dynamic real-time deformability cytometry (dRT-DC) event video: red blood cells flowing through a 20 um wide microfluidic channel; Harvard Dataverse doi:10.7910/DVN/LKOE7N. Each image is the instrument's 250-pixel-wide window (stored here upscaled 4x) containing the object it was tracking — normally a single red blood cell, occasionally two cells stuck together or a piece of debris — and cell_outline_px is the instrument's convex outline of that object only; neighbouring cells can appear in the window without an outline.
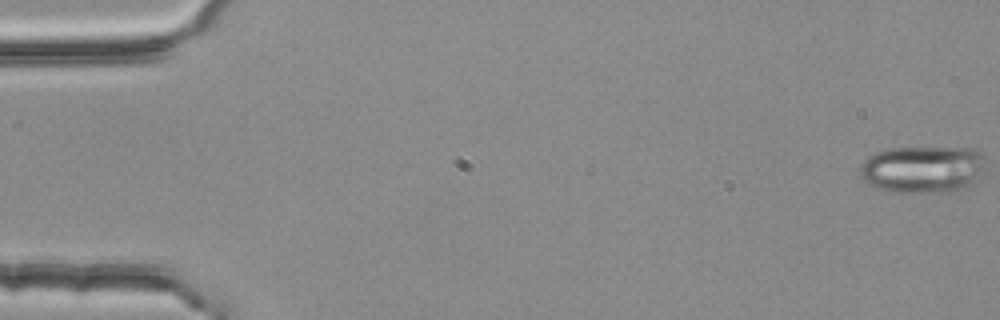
{"species": "common noctule bat (a hibernating species)", "species_latin": "Nyctalus noctula", "temperature_condition": "room temperature", "stored_images_in_passage": 55, "camera_frame_rate_fps": 3000, "um_per_image_px": 0.085, "animal": {"sex": "female", "body_mass_g": 25.1}, "frame": {"image": 1, "passage_image": 1, "time_ms": 0.0, "image_size_px": [1000, 320], "cell_outline_px": [[984, 156], [976, 184], [972, 188], [960, 192], [892, 192], [876, 188], [868, 184], [860, 176], [860, 168], [864, 160], [868, 156], [876, 152], [888, 148], [972, 148], [980, 152]], "centroid_in_image_um": [78.44, 14.42], "position_along_channel_um": 6.6, "area_um2": 34.97}}
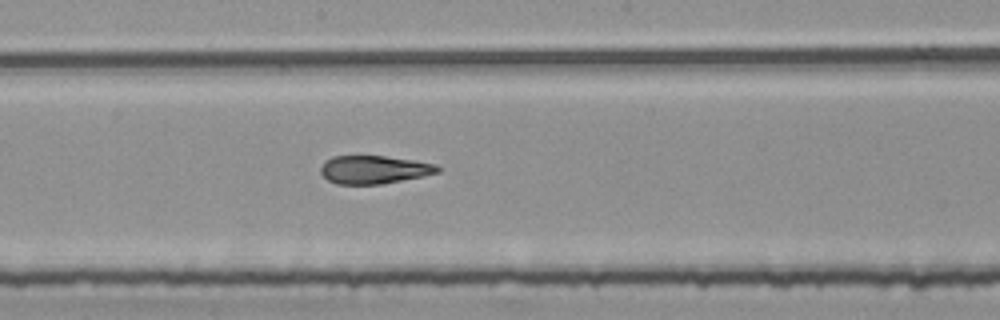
{"frame": {"image": 2, "passage_image": 30, "time_ms": 9.667, "image_size_px": [1000, 320], "cell_outline_px": [[440, 172], [380, 184], [336, 184], [328, 180], [320, 172], [320, 168], [324, 160], [332, 156], [384, 156], [412, 160], [436, 164], [440, 168]], "centroid_in_image_um": [31.74, 14.41], "position_along_channel_um": 216.5, "area_um2": 19.02}}
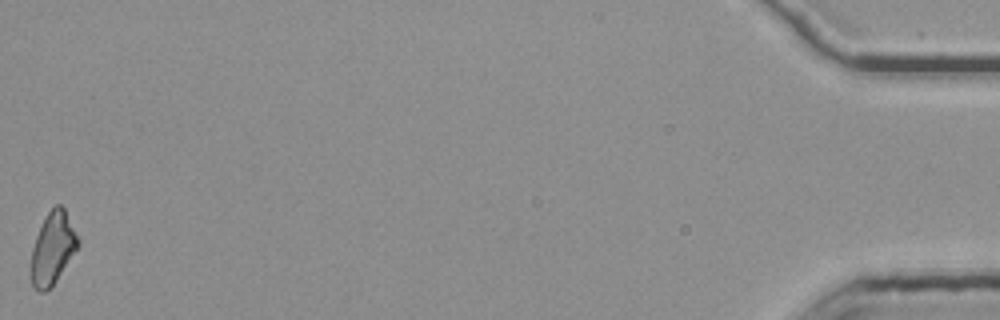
{"frame": {"image": 3, "passage_image": 55, "time_ms": 18.0, "image_size_px": [1000, 320], "cell_outline_px": [[80, 244], [56, 280], [44, 292], [40, 292], [32, 284], [32, 248], [36, 236], [44, 216], [56, 204], [60, 204], [64, 208], [80, 240]], "centroid_in_image_um": [4.49, 21.05], "position_along_channel_um": 430.7, "area_um2": 19.31}, "authors_computed_cell_mechanics": {"area_um2": 20.4034, "velocity_mm_per_s": 3.7872, "shape_relaxation_time_tau1_ms": null, "shape_relaxation_time_tau2_ms": 2.9822, "deformation_change_tau1": null, "deformation_change_tau2": 0.0782}}